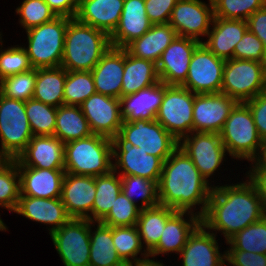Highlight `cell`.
<instances>
[{
  "instance_id": "obj_30",
  "label": "cell",
  "mask_w": 266,
  "mask_h": 266,
  "mask_svg": "<svg viewBox=\"0 0 266 266\" xmlns=\"http://www.w3.org/2000/svg\"><path fill=\"white\" fill-rule=\"evenodd\" d=\"M177 33L169 24H152L140 38L133 40L124 49L132 56L157 63L161 54L175 39Z\"/></svg>"
},
{
  "instance_id": "obj_3",
  "label": "cell",
  "mask_w": 266,
  "mask_h": 266,
  "mask_svg": "<svg viewBox=\"0 0 266 266\" xmlns=\"http://www.w3.org/2000/svg\"><path fill=\"white\" fill-rule=\"evenodd\" d=\"M110 47L107 33L72 18L65 33L61 67L67 71H91Z\"/></svg>"
},
{
  "instance_id": "obj_16",
  "label": "cell",
  "mask_w": 266,
  "mask_h": 266,
  "mask_svg": "<svg viewBox=\"0 0 266 266\" xmlns=\"http://www.w3.org/2000/svg\"><path fill=\"white\" fill-rule=\"evenodd\" d=\"M237 103L235 99L222 92L195 94L193 132L220 133Z\"/></svg>"
},
{
  "instance_id": "obj_18",
  "label": "cell",
  "mask_w": 266,
  "mask_h": 266,
  "mask_svg": "<svg viewBox=\"0 0 266 266\" xmlns=\"http://www.w3.org/2000/svg\"><path fill=\"white\" fill-rule=\"evenodd\" d=\"M200 43L192 38L176 36L156 63L160 81L181 86L187 79L193 52Z\"/></svg>"
},
{
  "instance_id": "obj_27",
  "label": "cell",
  "mask_w": 266,
  "mask_h": 266,
  "mask_svg": "<svg viewBox=\"0 0 266 266\" xmlns=\"http://www.w3.org/2000/svg\"><path fill=\"white\" fill-rule=\"evenodd\" d=\"M247 30L246 20L214 17L212 28L207 34L208 39L202 43L217 57L224 60L234 59L235 46Z\"/></svg>"
},
{
  "instance_id": "obj_26",
  "label": "cell",
  "mask_w": 266,
  "mask_h": 266,
  "mask_svg": "<svg viewBox=\"0 0 266 266\" xmlns=\"http://www.w3.org/2000/svg\"><path fill=\"white\" fill-rule=\"evenodd\" d=\"M97 93L121 98L124 48L110 47L91 70Z\"/></svg>"
},
{
  "instance_id": "obj_21",
  "label": "cell",
  "mask_w": 266,
  "mask_h": 266,
  "mask_svg": "<svg viewBox=\"0 0 266 266\" xmlns=\"http://www.w3.org/2000/svg\"><path fill=\"white\" fill-rule=\"evenodd\" d=\"M64 145L54 135L33 136L15 160L18 166L39 169H64Z\"/></svg>"
},
{
  "instance_id": "obj_46",
  "label": "cell",
  "mask_w": 266,
  "mask_h": 266,
  "mask_svg": "<svg viewBox=\"0 0 266 266\" xmlns=\"http://www.w3.org/2000/svg\"><path fill=\"white\" fill-rule=\"evenodd\" d=\"M2 42V36L0 34V81L5 77L34 69L30 63L25 46L15 45L7 49H2Z\"/></svg>"
},
{
  "instance_id": "obj_45",
  "label": "cell",
  "mask_w": 266,
  "mask_h": 266,
  "mask_svg": "<svg viewBox=\"0 0 266 266\" xmlns=\"http://www.w3.org/2000/svg\"><path fill=\"white\" fill-rule=\"evenodd\" d=\"M15 11L20 17L19 24L26 31L57 17L44 0H23Z\"/></svg>"
},
{
  "instance_id": "obj_55",
  "label": "cell",
  "mask_w": 266,
  "mask_h": 266,
  "mask_svg": "<svg viewBox=\"0 0 266 266\" xmlns=\"http://www.w3.org/2000/svg\"><path fill=\"white\" fill-rule=\"evenodd\" d=\"M149 257L150 256L148 255L144 258H141L140 260L128 264L127 266H164V264L160 261H155L154 257H152L153 259H150Z\"/></svg>"
},
{
  "instance_id": "obj_29",
  "label": "cell",
  "mask_w": 266,
  "mask_h": 266,
  "mask_svg": "<svg viewBox=\"0 0 266 266\" xmlns=\"http://www.w3.org/2000/svg\"><path fill=\"white\" fill-rule=\"evenodd\" d=\"M123 6L124 0H79L75 18L110 36L118 26Z\"/></svg>"
},
{
  "instance_id": "obj_1",
  "label": "cell",
  "mask_w": 266,
  "mask_h": 266,
  "mask_svg": "<svg viewBox=\"0 0 266 266\" xmlns=\"http://www.w3.org/2000/svg\"><path fill=\"white\" fill-rule=\"evenodd\" d=\"M265 216L261 200L249 181L213 185L201 223L215 235L220 232L226 242L248 225ZM218 231V232H217Z\"/></svg>"
},
{
  "instance_id": "obj_48",
  "label": "cell",
  "mask_w": 266,
  "mask_h": 266,
  "mask_svg": "<svg viewBox=\"0 0 266 266\" xmlns=\"http://www.w3.org/2000/svg\"><path fill=\"white\" fill-rule=\"evenodd\" d=\"M234 59L266 63V47L252 32L247 30L234 49Z\"/></svg>"
},
{
  "instance_id": "obj_36",
  "label": "cell",
  "mask_w": 266,
  "mask_h": 266,
  "mask_svg": "<svg viewBox=\"0 0 266 266\" xmlns=\"http://www.w3.org/2000/svg\"><path fill=\"white\" fill-rule=\"evenodd\" d=\"M96 195L93 203V222H101L112 209L121 192L120 175L113 170L101 176H95Z\"/></svg>"
},
{
  "instance_id": "obj_38",
  "label": "cell",
  "mask_w": 266,
  "mask_h": 266,
  "mask_svg": "<svg viewBox=\"0 0 266 266\" xmlns=\"http://www.w3.org/2000/svg\"><path fill=\"white\" fill-rule=\"evenodd\" d=\"M120 178L122 193L137 206L138 201L135 197L140 195V209L154 207L159 204L158 183L156 181L135 175L120 176Z\"/></svg>"
},
{
  "instance_id": "obj_47",
  "label": "cell",
  "mask_w": 266,
  "mask_h": 266,
  "mask_svg": "<svg viewBox=\"0 0 266 266\" xmlns=\"http://www.w3.org/2000/svg\"><path fill=\"white\" fill-rule=\"evenodd\" d=\"M140 210L139 206L129 200L121 191L112 205V209L101 223L110 227L134 226L137 225Z\"/></svg>"
},
{
  "instance_id": "obj_54",
  "label": "cell",
  "mask_w": 266,
  "mask_h": 266,
  "mask_svg": "<svg viewBox=\"0 0 266 266\" xmlns=\"http://www.w3.org/2000/svg\"><path fill=\"white\" fill-rule=\"evenodd\" d=\"M57 17L75 18L79 0H44Z\"/></svg>"
},
{
  "instance_id": "obj_50",
  "label": "cell",
  "mask_w": 266,
  "mask_h": 266,
  "mask_svg": "<svg viewBox=\"0 0 266 266\" xmlns=\"http://www.w3.org/2000/svg\"><path fill=\"white\" fill-rule=\"evenodd\" d=\"M225 259L226 266H266V254L249 251L227 249L225 250Z\"/></svg>"
},
{
  "instance_id": "obj_34",
  "label": "cell",
  "mask_w": 266,
  "mask_h": 266,
  "mask_svg": "<svg viewBox=\"0 0 266 266\" xmlns=\"http://www.w3.org/2000/svg\"><path fill=\"white\" fill-rule=\"evenodd\" d=\"M93 134L80 106L61 105L57 107L54 136L64 144Z\"/></svg>"
},
{
  "instance_id": "obj_31",
  "label": "cell",
  "mask_w": 266,
  "mask_h": 266,
  "mask_svg": "<svg viewBox=\"0 0 266 266\" xmlns=\"http://www.w3.org/2000/svg\"><path fill=\"white\" fill-rule=\"evenodd\" d=\"M158 82H160V78L156 63L136 58L124 49L121 97L146 89Z\"/></svg>"
},
{
  "instance_id": "obj_52",
  "label": "cell",
  "mask_w": 266,
  "mask_h": 266,
  "mask_svg": "<svg viewBox=\"0 0 266 266\" xmlns=\"http://www.w3.org/2000/svg\"><path fill=\"white\" fill-rule=\"evenodd\" d=\"M251 166L246 177L254 185L266 215V166L261 161L252 162Z\"/></svg>"
},
{
  "instance_id": "obj_40",
  "label": "cell",
  "mask_w": 266,
  "mask_h": 266,
  "mask_svg": "<svg viewBox=\"0 0 266 266\" xmlns=\"http://www.w3.org/2000/svg\"><path fill=\"white\" fill-rule=\"evenodd\" d=\"M226 243L230 246L227 249L266 254V215L236 233Z\"/></svg>"
},
{
  "instance_id": "obj_7",
  "label": "cell",
  "mask_w": 266,
  "mask_h": 266,
  "mask_svg": "<svg viewBox=\"0 0 266 266\" xmlns=\"http://www.w3.org/2000/svg\"><path fill=\"white\" fill-rule=\"evenodd\" d=\"M266 91V67L253 60L228 59L223 67L221 92L246 102Z\"/></svg>"
},
{
  "instance_id": "obj_49",
  "label": "cell",
  "mask_w": 266,
  "mask_h": 266,
  "mask_svg": "<svg viewBox=\"0 0 266 266\" xmlns=\"http://www.w3.org/2000/svg\"><path fill=\"white\" fill-rule=\"evenodd\" d=\"M178 0H145L146 14L152 24H166Z\"/></svg>"
},
{
  "instance_id": "obj_20",
  "label": "cell",
  "mask_w": 266,
  "mask_h": 266,
  "mask_svg": "<svg viewBox=\"0 0 266 266\" xmlns=\"http://www.w3.org/2000/svg\"><path fill=\"white\" fill-rule=\"evenodd\" d=\"M216 236L201 223L178 254L182 266H226L225 251L220 253Z\"/></svg>"
},
{
  "instance_id": "obj_11",
  "label": "cell",
  "mask_w": 266,
  "mask_h": 266,
  "mask_svg": "<svg viewBox=\"0 0 266 266\" xmlns=\"http://www.w3.org/2000/svg\"><path fill=\"white\" fill-rule=\"evenodd\" d=\"M118 133L133 146L140 147L147 154L163 161L179 147V141L155 119L123 121Z\"/></svg>"
},
{
  "instance_id": "obj_25",
  "label": "cell",
  "mask_w": 266,
  "mask_h": 266,
  "mask_svg": "<svg viewBox=\"0 0 266 266\" xmlns=\"http://www.w3.org/2000/svg\"><path fill=\"white\" fill-rule=\"evenodd\" d=\"M14 213L44 225H51L48 228L49 234L61 228L71 219L60 198L20 196Z\"/></svg>"
},
{
  "instance_id": "obj_58",
  "label": "cell",
  "mask_w": 266,
  "mask_h": 266,
  "mask_svg": "<svg viewBox=\"0 0 266 266\" xmlns=\"http://www.w3.org/2000/svg\"><path fill=\"white\" fill-rule=\"evenodd\" d=\"M261 162L266 166V151L264 152Z\"/></svg>"
},
{
  "instance_id": "obj_23",
  "label": "cell",
  "mask_w": 266,
  "mask_h": 266,
  "mask_svg": "<svg viewBox=\"0 0 266 266\" xmlns=\"http://www.w3.org/2000/svg\"><path fill=\"white\" fill-rule=\"evenodd\" d=\"M20 196L36 198H60L64 169H39L18 166Z\"/></svg>"
},
{
  "instance_id": "obj_17",
  "label": "cell",
  "mask_w": 266,
  "mask_h": 266,
  "mask_svg": "<svg viewBox=\"0 0 266 266\" xmlns=\"http://www.w3.org/2000/svg\"><path fill=\"white\" fill-rule=\"evenodd\" d=\"M80 108L93 134L112 139L119 132L123 123L119 98L96 92Z\"/></svg>"
},
{
  "instance_id": "obj_28",
  "label": "cell",
  "mask_w": 266,
  "mask_h": 266,
  "mask_svg": "<svg viewBox=\"0 0 266 266\" xmlns=\"http://www.w3.org/2000/svg\"><path fill=\"white\" fill-rule=\"evenodd\" d=\"M165 84L158 82L136 93L121 97L120 109L123 121L154 120L163 100Z\"/></svg>"
},
{
  "instance_id": "obj_8",
  "label": "cell",
  "mask_w": 266,
  "mask_h": 266,
  "mask_svg": "<svg viewBox=\"0 0 266 266\" xmlns=\"http://www.w3.org/2000/svg\"><path fill=\"white\" fill-rule=\"evenodd\" d=\"M194 97L195 94L187 88L165 84L155 120L178 141L193 132Z\"/></svg>"
},
{
  "instance_id": "obj_24",
  "label": "cell",
  "mask_w": 266,
  "mask_h": 266,
  "mask_svg": "<svg viewBox=\"0 0 266 266\" xmlns=\"http://www.w3.org/2000/svg\"><path fill=\"white\" fill-rule=\"evenodd\" d=\"M152 26L145 8V0H124L118 26L110 35L111 47L125 48L140 38Z\"/></svg>"
},
{
  "instance_id": "obj_14",
  "label": "cell",
  "mask_w": 266,
  "mask_h": 266,
  "mask_svg": "<svg viewBox=\"0 0 266 266\" xmlns=\"http://www.w3.org/2000/svg\"><path fill=\"white\" fill-rule=\"evenodd\" d=\"M225 61L200 43L193 52L187 79L181 86L194 94L220 93Z\"/></svg>"
},
{
  "instance_id": "obj_4",
  "label": "cell",
  "mask_w": 266,
  "mask_h": 266,
  "mask_svg": "<svg viewBox=\"0 0 266 266\" xmlns=\"http://www.w3.org/2000/svg\"><path fill=\"white\" fill-rule=\"evenodd\" d=\"M222 143L231 158L261 161L266 151V143L259 136L249 107L238 102L231 110L219 133Z\"/></svg>"
},
{
  "instance_id": "obj_56",
  "label": "cell",
  "mask_w": 266,
  "mask_h": 266,
  "mask_svg": "<svg viewBox=\"0 0 266 266\" xmlns=\"http://www.w3.org/2000/svg\"><path fill=\"white\" fill-rule=\"evenodd\" d=\"M13 160L14 158L0 147V171L7 167Z\"/></svg>"
},
{
  "instance_id": "obj_51",
  "label": "cell",
  "mask_w": 266,
  "mask_h": 266,
  "mask_svg": "<svg viewBox=\"0 0 266 266\" xmlns=\"http://www.w3.org/2000/svg\"><path fill=\"white\" fill-rule=\"evenodd\" d=\"M244 103L252 113L259 136L266 143V91Z\"/></svg>"
},
{
  "instance_id": "obj_2",
  "label": "cell",
  "mask_w": 266,
  "mask_h": 266,
  "mask_svg": "<svg viewBox=\"0 0 266 266\" xmlns=\"http://www.w3.org/2000/svg\"><path fill=\"white\" fill-rule=\"evenodd\" d=\"M212 188V184L201 176L188 155L178 147L163 163L158 183L159 204L175 211L192 213L200 208L195 213L202 217Z\"/></svg>"
},
{
  "instance_id": "obj_10",
  "label": "cell",
  "mask_w": 266,
  "mask_h": 266,
  "mask_svg": "<svg viewBox=\"0 0 266 266\" xmlns=\"http://www.w3.org/2000/svg\"><path fill=\"white\" fill-rule=\"evenodd\" d=\"M111 142L114 172L120 176L135 175L159 183L164 163L161 158L133 146L119 133L111 139Z\"/></svg>"
},
{
  "instance_id": "obj_6",
  "label": "cell",
  "mask_w": 266,
  "mask_h": 266,
  "mask_svg": "<svg viewBox=\"0 0 266 266\" xmlns=\"http://www.w3.org/2000/svg\"><path fill=\"white\" fill-rule=\"evenodd\" d=\"M70 20L56 17L53 21L26 31L28 47L25 49L34 69L61 66L65 33Z\"/></svg>"
},
{
  "instance_id": "obj_35",
  "label": "cell",
  "mask_w": 266,
  "mask_h": 266,
  "mask_svg": "<svg viewBox=\"0 0 266 266\" xmlns=\"http://www.w3.org/2000/svg\"><path fill=\"white\" fill-rule=\"evenodd\" d=\"M174 212L172 208L160 204L140 210L136 226L141 243L148 253L158 244L166 221Z\"/></svg>"
},
{
  "instance_id": "obj_42",
  "label": "cell",
  "mask_w": 266,
  "mask_h": 266,
  "mask_svg": "<svg viewBox=\"0 0 266 266\" xmlns=\"http://www.w3.org/2000/svg\"><path fill=\"white\" fill-rule=\"evenodd\" d=\"M214 17L247 20L254 12L266 6V0H212Z\"/></svg>"
},
{
  "instance_id": "obj_53",
  "label": "cell",
  "mask_w": 266,
  "mask_h": 266,
  "mask_svg": "<svg viewBox=\"0 0 266 266\" xmlns=\"http://www.w3.org/2000/svg\"><path fill=\"white\" fill-rule=\"evenodd\" d=\"M246 21L248 30L254 33L266 47V6L254 12Z\"/></svg>"
},
{
  "instance_id": "obj_57",
  "label": "cell",
  "mask_w": 266,
  "mask_h": 266,
  "mask_svg": "<svg viewBox=\"0 0 266 266\" xmlns=\"http://www.w3.org/2000/svg\"><path fill=\"white\" fill-rule=\"evenodd\" d=\"M7 229L8 227L6 226V224H4V222L0 218V231H7Z\"/></svg>"
},
{
  "instance_id": "obj_32",
  "label": "cell",
  "mask_w": 266,
  "mask_h": 266,
  "mask_svg": "<svg viewBox=\"0 0 266 266\" xmlns=\"http://www.w3.org/2000/svg\"><path fill=\"white\" fill-rule=\"evenodd\" d=\"M65 81L66 69L61 66L36 69L33 99L53 107L63 105Z\"/></svg>"
},
{
  "instance_id": "obj_22",
  "label": "cell",
  "mask_w": 266,
  "mask_h": 266,
  "mask_svg": "<svg viewBox=\"0 0 266 266\" xmlns=\"http://www.w3.org/2000/svg\"><path fill=\"white\" fill-rule=\"evenodd\" d=\"M185 216L189 219H186ZM200 224L201 217L196 213L175 211L167 219L161 238L149 252V256L155 258L159 254L168 255L174 252L178 255L187 243L188 237Z\"/></svg>"
},
{
  "instance_id": "obj_33",
  "label": "cell",
  "mask_w": 266,
  "mask_h": 266,
  "mask_svg": "<svg viewBox=\"0 0 266 266\" xmlns=\"http://www.w3.org/2000/svg\"><path fill=\"white\" fill-rule=\"evenodd\" d=\"M90 221V260L89 266H127L115 249L112 239V227ZM94 231H92V227Z\"/></svg>"
},
{
  "instance_id": "obj_44",
  "label": "cell",
  "mask_w": 266,
  "mask_h": 266,
  "mask_svg": "<svg viewBox=\"0 0 266 266\" xmlns=\"http://www.w3.org/2000/svg\"><path fill=\"white\" fill-rule=\"evenodd\" d=\"M20 198V176L14 159L0 171V207L14 212Z\"/></svg>"
},
{
  "instance_id": "obj_37",
  "label": "cell",
  "mask_w": 266,
  "mask_h": 266,
  "mask_svg": "<svg viewBox=\"0 0 266 266\" xmlns=\"http://www.w3.org/2000/svg\"><path fill=\"white\" fill-rule=\"evenodd\" d=\"M112 239L118 256L126 264L140 260L149 255L141 243L139 231L136 225L112 227Z\"/></svg>"
},
{
  "instance_id": "obj_43",
  "label": "cell",
  "mask_w": 266,
  "mask_h": 266,
  "mask_svg": "<svg viewBox=\"0 0 266 266\" xmlns=\"http://www.w3.org/2000/svg\"><path fill=\"white\" fill-rule=\"evenodd\" d=\"M36 69L5 77L0 81V93L11 99L27 101L33 98Z\"/></svg>"
},
{
  "instance_id": "obj_12",
  "label": "cell",
  "mask_w": 266,
  "mask_h": 266,
  "mask_svg": "<svg viewBox=\"0 0 266 266\" xmlns=\"http://www.w3.org/2000/svg\"><path fill=\"white\" fill-rule=\"evenodd\" d=\"M50 236L64 266H89V219L71 218Z\"/></svg>"
},
{
  "instance_id": "obj_19",
  "label": "cell",
  "mask_w": 266,
  "mask_h": 266,
  "mask_svg": "<svg viewBox=\"0 0 266 266\" xmlns=\"http://www.w3.org/2000/svg\"><path fill=\"white\" fill-rule=\"evenodd\" d=\"M95 195L94 176L65 173L60 199L70 218L89 219L93 222Z\"/></svg>"
},
{
  "instance_id": "obj_15",
  "label": "cell",
  "mask_w": 266,
  "mask_h": 266,
  "mask_svg": "<svg viewBox=\"0 0 266 266\" xmlns=\"http://www.w3.org/2000/svg\"><path fill=\"white\" fill-rule=\"evenodd\" d=\"M208 2L209 4L201 0L177 1L169 19V24L175 29L177 36L192 38L202 43L203 38L200 36H207L214 18L213 2Z\"/></svg>"
},
{
  "instance_id": "obj_41",
  "label": "cell",
  "mask_w": 266,
  "mask_h": 266,
  "mask_svg": "<svg viewBox=\"0 0 266 266\" xmlns=\"http://www.w3.org/2000/svg\"><path fill=\"white\" fill-rule=\"evenodd\" d=\"M96 93L91 71H67L64 85V104L80 106Z\"/></svg>"
},
{
  "instance_id": "obj_5",
  "label": "cell",
  "mask_w": 266,
  "mask_h": 266,
  "mask_svg": "<svg viewBox=\"0 0 266 266\" xmlns=\"http://www.w3.org/2000/svg\"><path fill=\"white\" fill-rule=\"evenodd\" d=\"M64 155L66 173L95 177L113 170L111 139L101 135L65 143Z\"/></svg>"
},
{
  "instance_id": "obj_39",
  "label": "cell",
  "mask_w": 266,
  "mask_h": 266,
  "mask_svg": "<svg viewBox=\"0 0 266 266\" xmlns=\"http://www.w3.org/2000/svg\"><path fill=\"white\" fill-rule=\"evenodd\" d=\"M25 111L33 136L54 135L57 107L32 98L25 101Z\"/></svg>"
},
{
  "instance_id": "obj_9",
  "label": "cell",
  "mask_w": 266,
  "mask_h": 266,
  "mask_svg": "<svg viewBox=\"0 0 266 266\" xmlns=\"http://www.w3.org/2000/svg\"><path fill=\"white\" fill-rule=\"evenodd\" d=\"M32 137L33 133L25 111V101L11 99L0 93L1 148L16 159Z\"/></svg>"
},
{
  "instance_id": "obj_13",
  "label": "cell",
  "mask_w": 266,
  "mask_h": 266,
  "mask_svg": "<svg viewBox=\"0 0 266 266\" xmlns=\"http://www.w3.org/2000/svg\"><path fill=\"white\" fill-rule=\"evenodd\" d=\"M179 147L208 183V178L215 175L228 154L219 133L192 132L179 141Z\"/></svg>"
}]
</instances>
